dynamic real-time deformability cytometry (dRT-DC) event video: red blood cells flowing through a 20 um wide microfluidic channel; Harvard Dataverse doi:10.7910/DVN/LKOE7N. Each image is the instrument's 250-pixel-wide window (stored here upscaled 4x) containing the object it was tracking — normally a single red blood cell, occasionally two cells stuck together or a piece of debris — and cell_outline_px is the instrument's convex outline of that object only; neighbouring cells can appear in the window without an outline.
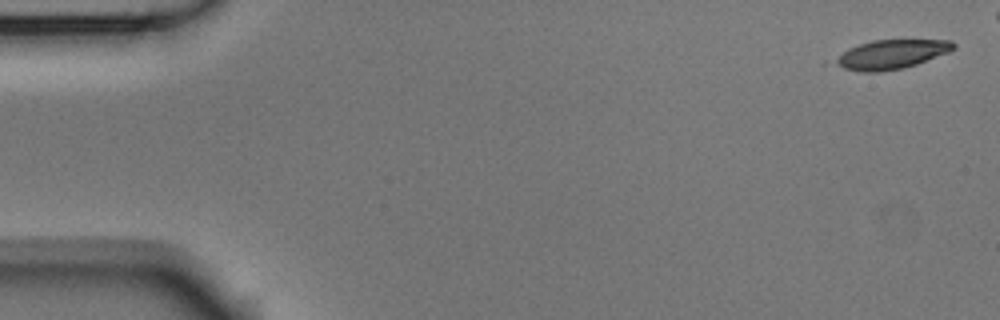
{"species": "Egyptian fruit bat (a non-hibernating species)", "species_latin": "Rousettus aegyptiacus", "temperature_condition": "room temperature", "stored_images_in_passage": 6, "camera_frame_rate_fps": 3000, "um_per_image_px": 0.085, "animal": {"sex": "male"}, "frame": {"image": 1, "passage_image": 1, "time_ms": 0.0, "image_size_px": [1000, 320], "cell_outline_px": [[956, 48], [948, 52], [916, 64], [900, 68], [880, 72], [860, 72], [844, 68], [836, 64], [832, 60], [848, 48], [872, 40], [952, 40], [956, 44]], "centroid_in_image_um": [75.75, 4.61], "position_along_channel_um": 9.2, "area_um2": 19.94}}